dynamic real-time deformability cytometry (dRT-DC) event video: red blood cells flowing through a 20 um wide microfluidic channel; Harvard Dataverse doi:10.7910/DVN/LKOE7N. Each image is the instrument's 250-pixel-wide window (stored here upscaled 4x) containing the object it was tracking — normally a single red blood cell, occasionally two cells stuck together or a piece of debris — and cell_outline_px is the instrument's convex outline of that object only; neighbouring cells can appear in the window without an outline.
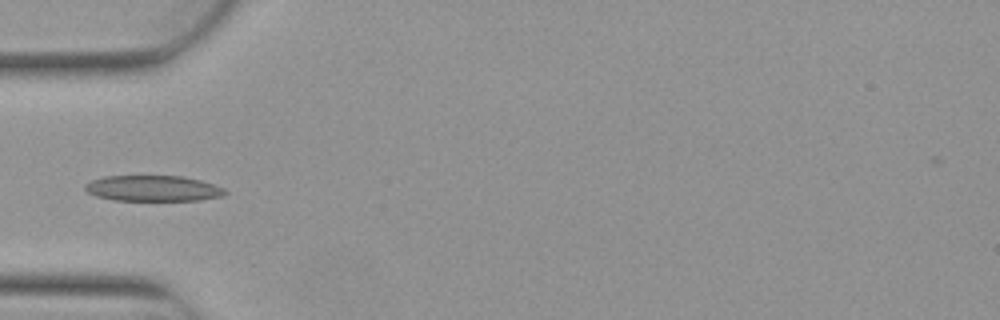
{"species": "Egyptian fruit bat (a non-hibernating species)", "species_latin": "Rousettus aegyptiacus", "temperature_condition": "warm", "stored_images_in_passage": 6, "camera_frame_rate_fps": 3000, "um_per_image_px": 0.085, "animal": {"sex": "female"}, "frame": {"image": 1, "passage_image": 5, "time_ms": 1.333, "image_size_px": [1000, 320], "cell_outline_px": [[228, 192], [224, 196], [200, 200], [112, 200], [96, 196], [88, 192], [84, 188], [84, 184], [92, 180], [104, 176], [184, 176], [200, 180], [224, 188]], "centroid_in_image_um": [13.01, 16.01], "position_along_channel_um": 72.0, "area_um2": 21.04}}
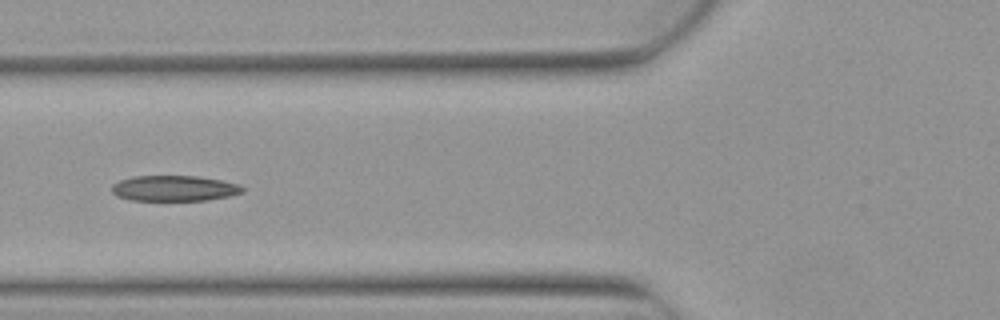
{"frame": {"image": 2, "passage_image": 6, "time_ms": 1.667, "image_size_px": [1000, 320], "cell_outline_px": [[244, 192], [228, 196], [208, 200], [128, 200], [116, 196], [112, 192], [112, 184], [120, 180], [132, 176], [196, 176], [220, 180], [240, 184], [244, 188]], "centroid_in_image_um": [14.79, 16.0], "position_along_channel_um": 111.0, "area_um2": 19.54}}